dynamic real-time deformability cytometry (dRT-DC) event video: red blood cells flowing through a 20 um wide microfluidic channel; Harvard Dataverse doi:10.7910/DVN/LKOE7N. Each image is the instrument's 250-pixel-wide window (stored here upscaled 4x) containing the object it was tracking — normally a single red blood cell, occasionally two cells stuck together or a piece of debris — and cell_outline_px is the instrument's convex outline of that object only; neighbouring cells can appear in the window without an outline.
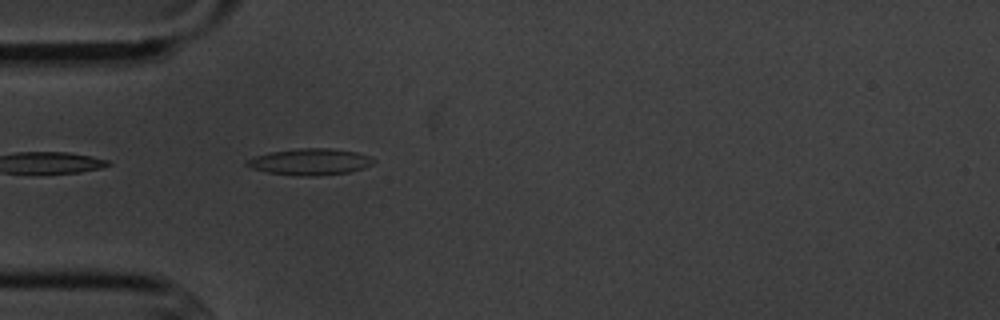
{"species": "common noctule bat (a hibernating species)", "species_latin": "Nyctalus noctula", "temperature_condition": "cold", "stored_images_in_passage": 2, "camera_frame_rate_fps": 3000, "um_per_image_px": 0.085, "animal": {"sex": "male", "body_mass_g": 20.1, "forearm_length_mm": 53.5}, "frame": {"image": 1, "passage_image": 2, "time_ms": 1.333, "image_size_px": [1000, 320], "cell_outline_px": [[376, 160], [372, 164], [364, 168], [348, 172], [312, 176], [304, 176], [268, 172], [252, 168], [244, 164], [244, 160], [268, 152], [300, 148], [332, 148], [356, 152], [372, 156]], "centroid_in_image_um": [26.37, 13.74], "position_along_channel_um": 58.6, "area_um2": 19.54}}